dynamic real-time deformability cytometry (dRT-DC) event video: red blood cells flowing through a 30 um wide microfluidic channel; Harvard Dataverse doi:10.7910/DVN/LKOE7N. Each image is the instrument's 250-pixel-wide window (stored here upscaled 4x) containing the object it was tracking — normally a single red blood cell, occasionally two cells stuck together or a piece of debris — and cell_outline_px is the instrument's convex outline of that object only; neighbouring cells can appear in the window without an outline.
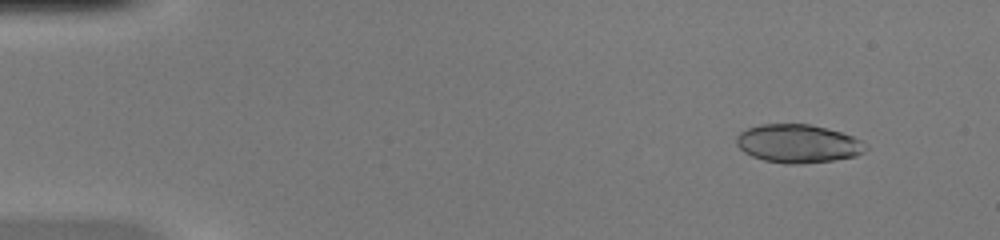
{"species": "common noctule bat (a hibernating species)", "species_latin": "Nyctalus noctula", "temperature_condition": "warm", "stored_images_in_passage": 50, "camera_frame_rate_fps": 3000, "um_per_image_px": 0.085, "animal": {"sex": "female", "body_mass_g": 20.0, "forearm_length_mm": 54.0}, "frame": {"image": 1, "passage_image": 5, "time_ms": 1.333, "image_size_px": [1000, 240], "cell_outline_px": [[868, 148], [864, 152], [856, 156], [832, 160], [800, 164], [784, 164], [764, 160], [752, 156], [744, 152], [736, 144], [736, 136], [740, 132], [748, 128], [760, 124], [808, 124], [840, 132], [852, 136], [860, 140]], "centroid_in_image_um": [67.8, 12.21], "position_along_channel_um": 17.2, "area_um2": 28.78}, "authors_computed_cell_mechanics": {"area_um2": 28.8422, "velocity_mm_per_s": 4.112, "shape_relaxation_time_tau1_ms": 1.649, "shape_relaxation_time_tau2_ms": 1.062, "deformation_change_tau1": 0.3194, "deformation_change_tau2": 0.067}}